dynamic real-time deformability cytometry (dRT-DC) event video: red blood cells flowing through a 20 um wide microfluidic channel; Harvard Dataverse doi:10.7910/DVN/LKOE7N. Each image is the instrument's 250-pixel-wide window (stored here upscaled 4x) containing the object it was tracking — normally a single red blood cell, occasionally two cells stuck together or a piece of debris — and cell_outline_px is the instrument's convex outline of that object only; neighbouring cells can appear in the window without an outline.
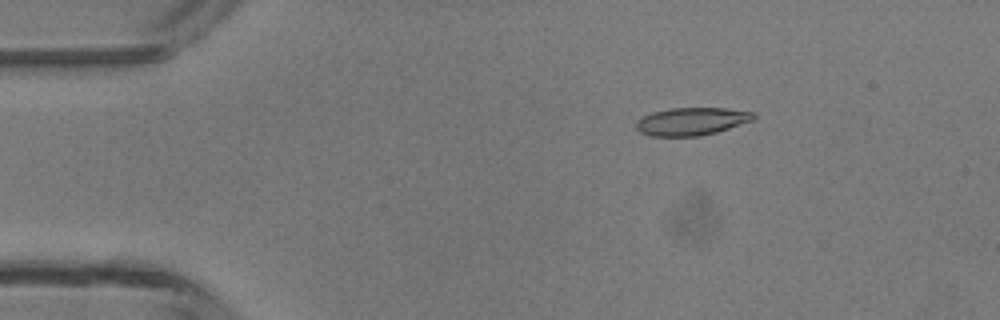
{"species": "common noctule bat (a hibernating species)", "species_latin": "Nyctalus noctula", "temperature_condition": "room temperature", "stored_images_in_passage": 4, "camera_frame_rate_fps": 3000, "um_per_image_px": 0.085, "animal": {"sex": "male", "body_mass_g": 13.3}, "frame": {"image": 1, "passage_image": 3, "time_ms": 2.333, "image_size_px": [1000, 320], "cell_outline_px": [[756, 116], [752, 120], [716, 132], [696, 136], [652, 136], [640, 132], [636, 128], [636, 124], [644, 116], [652, 112], [672, 108], [724, 108], [756, 112]], "centroid_in_image_um": [58.8, 10.31], "position_along_channel_um": 26.2, "area_um2": 18.73}}